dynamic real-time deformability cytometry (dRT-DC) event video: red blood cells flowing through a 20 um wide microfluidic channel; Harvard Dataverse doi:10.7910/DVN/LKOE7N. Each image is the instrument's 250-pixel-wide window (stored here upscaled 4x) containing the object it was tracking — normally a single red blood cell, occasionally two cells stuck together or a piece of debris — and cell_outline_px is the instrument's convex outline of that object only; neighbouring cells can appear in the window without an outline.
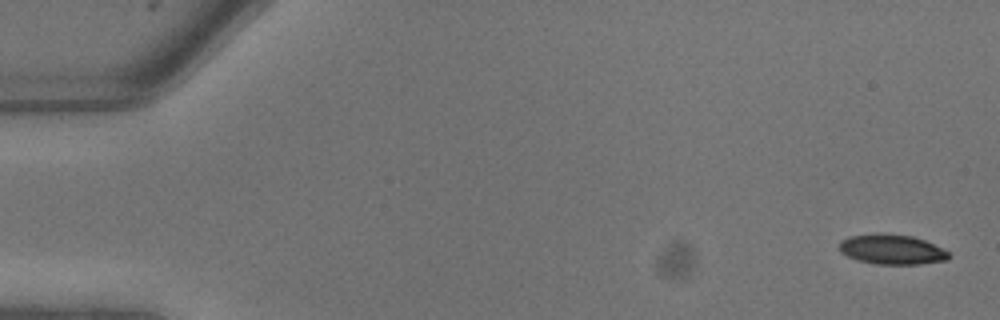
{"species": "common noctule bat (a hibernating species)", "species_latin": "Nyctalus noctula", "temperature_condition": "warm", "stored_images_in_passage": 10, "camera_frame_rate_fps": 3000, "um_per_image_px": 0.085, "animal": {"sex": "male", "body_mass_g": 13.3}, "frame": {"image": 1, "passage_image": 1, "time_ms": 0.0, "image_size_px": [1000, 320], "cell_outline_px": [[952, 256], [948, 260], [920, 264], [876, 264], [856, 260], [840, 252], [840, 240], [848, 236], [880, 232], [912, 236], [924, 240], [948, 252]], "centroid_in_image_um": [75.78, 21.19], "position_along_channel_um": 9.2, "area_um2": 19.25}}
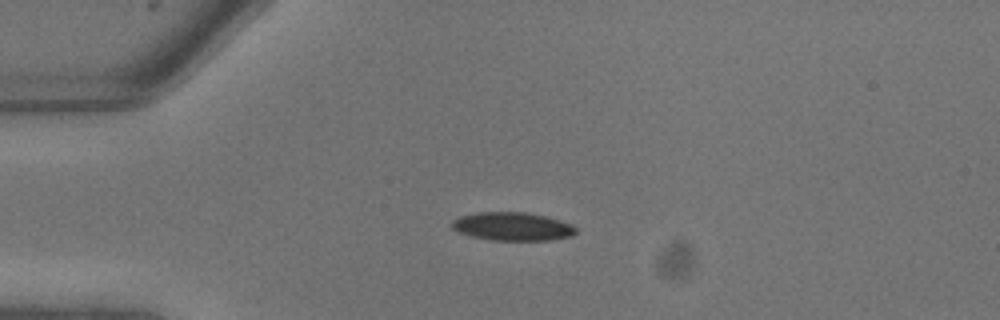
{"frame": {"image": 2, "passage_image": 6, "time_ms": 1.667, "image_size_px": [1000, 320], "cell_outline_px": [[576, 232], [572, 236], [552, 240], [492, 240], [472, 236], [460, 232], [452, 228], [452, 220], [460, 216], [476, 212], [524, 212], [544, 216], [560, 220], [572, 224], [576, 228]], "centroid_in_image_um": [43.57, 19.25], "position_along_channel_um": 41.4, "area_um2": 20.4}}
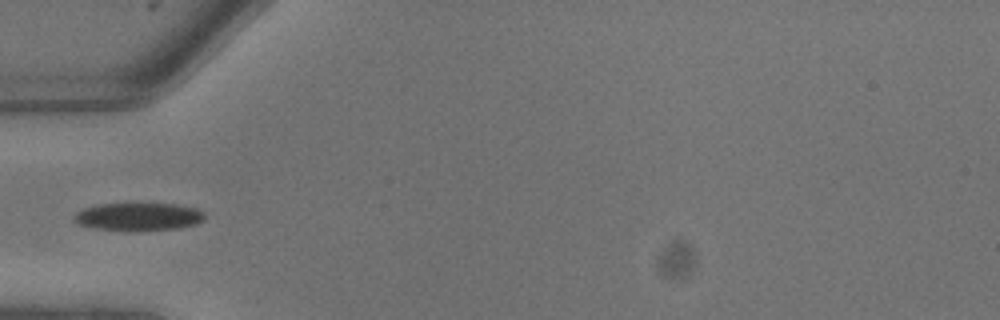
{"frame": {"image": 3, "passage_image": 8, "time_ms": 2.333, "image_size_px": [1000, 320], "cell_outline_px": [[204, 220], [196, 224], [180, 228], [92, 228], [80, 224], [72, 220], [72, 216], [76, 212], [84, 208], [96, 204], [176, 204], [196, 208], [204, 212]], "centroid_in_image_um": [11.76, 18.37], "position_along_channel_um": 73.2, "area_um2": 20.35}}